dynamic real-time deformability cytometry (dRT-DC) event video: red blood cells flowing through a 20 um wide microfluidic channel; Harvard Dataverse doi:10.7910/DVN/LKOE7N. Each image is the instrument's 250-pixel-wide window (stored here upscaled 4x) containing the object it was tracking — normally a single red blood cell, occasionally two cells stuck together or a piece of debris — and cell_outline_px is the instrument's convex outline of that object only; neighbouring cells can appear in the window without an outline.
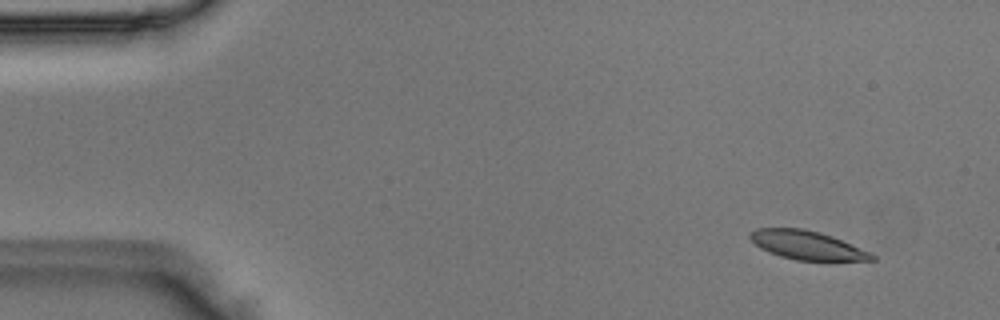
{"species": "Egyptian fruit bat (a non-hibernating species)", "species_latin": "Rousettus aegyptiacus", "temperature_condition": "room temperature", "stored_images_in_passage": 48, "segment_of_instrument_passage": [1, 2], "camera_frame_rate_fps": 3000, "um_per_image_px": 0.085, "animal": {"sex": "male"}, "frame": {"image": 1, "passage_image": 1, "time_ms": 0.0, "image_size_px": [1000, 320], "cell_outline_px": [[876, 260], [796, 260], [780, 256], [768, 252], [760, 248], [748, 236], [756, 228], [804, 228], [820, 232], [832, 236], [868, 252], [876, 256]], "centroid_in_image_um": [68.56, 20.83], "position_along_channel_um": 16.4, "area_um2": 20.06}}
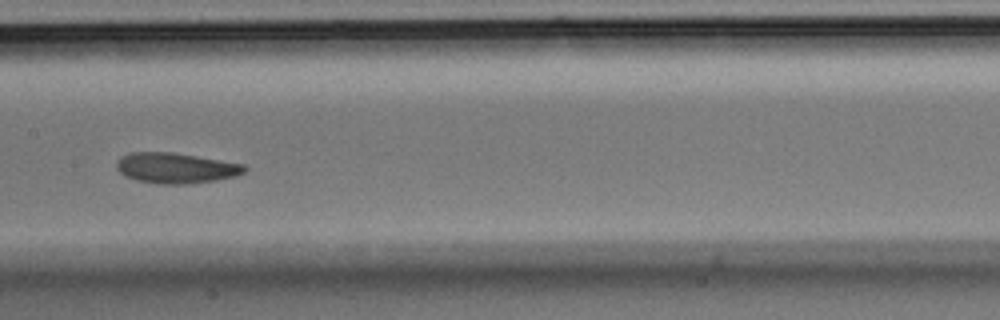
{"frame": {"image": 2, "passage_image": 22, "time_ms": 7.0, "image_size_px": [1000, 320], "cell_outline_px": [[248, 168], [244, 172], [236, 176], [216, 180], [188, 184], [156, 184], [136, 180], [124, 176], [116, 168], [116, 164], [120, 156], [128, 152], [172, 152], [244, 164]], "centroid_in_image_um": [14.92, 14.28], "position_along_channel_um": 192.5, "area_um2": 22.89}}
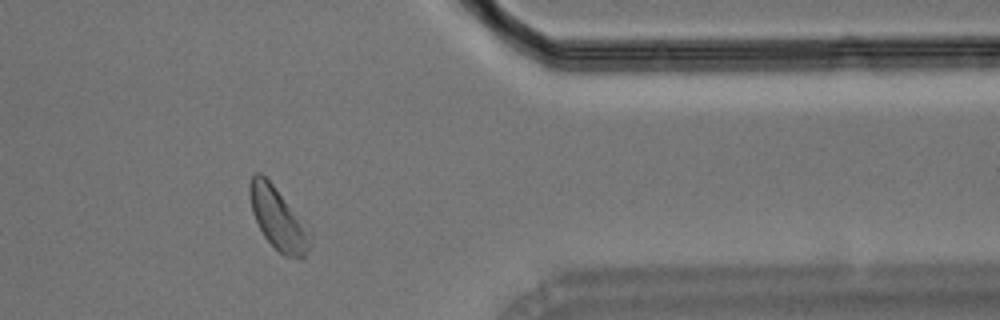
{"frame": {"image": 3, "passage_image": 38, "time_ms": 12.333, "image_size_px": [1000, 320], "cell_outline_px": [[312, 244], [304, 256], [300, 260], [284, 256], [264, 236], [252, 212], [248, 192], [248, 184], [252, 176], [256, 172], [260, 172], [272, 184], [312, 228]], "centroid_in_image_um": [23.7, 18.6], "position_along_channel_um": 387.7, "area_um2": 22.37}}